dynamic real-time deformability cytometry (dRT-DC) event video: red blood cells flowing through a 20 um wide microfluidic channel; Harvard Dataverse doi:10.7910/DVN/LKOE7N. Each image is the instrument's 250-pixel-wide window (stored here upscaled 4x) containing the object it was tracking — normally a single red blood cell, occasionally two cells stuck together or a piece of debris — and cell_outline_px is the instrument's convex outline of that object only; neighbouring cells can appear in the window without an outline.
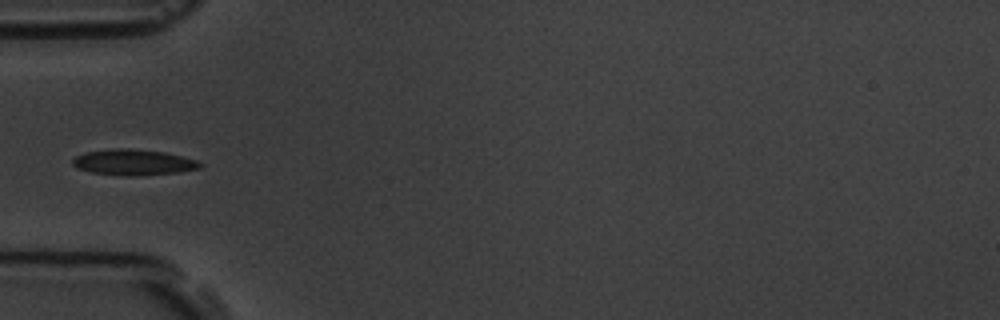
{"species": "common noctule bat (a hibernating species)", "species_latin": "Nyctalus noctula", "temperature_condition": "room temperature", "stored_images_in_passage": 6, "camera_frame_rate_fps": 3000, "um_per_image_px": 0.085, "animal": {"sex": "male", "body_mass_g": 19.5, "forearm_length_mm": 54.6}, "frame": {"image": 1, "passage_image": 6, "time_ms": 5.667, "image_size_px": [1000, 320], "cell_outline_px": [[204, 164], [200, 168], [176, 172], [132, 176], [124, 176], [92, 172], [76, 168], [72, 164], [72, 160], [76, 156], [84, 152], [112, 148], [128, 148], [164, 152], [196, 160]], "centroid_in_image_um": [11.3, 13.79], "position_along_channel_um": 73.7, "area_um2": 19.07}}